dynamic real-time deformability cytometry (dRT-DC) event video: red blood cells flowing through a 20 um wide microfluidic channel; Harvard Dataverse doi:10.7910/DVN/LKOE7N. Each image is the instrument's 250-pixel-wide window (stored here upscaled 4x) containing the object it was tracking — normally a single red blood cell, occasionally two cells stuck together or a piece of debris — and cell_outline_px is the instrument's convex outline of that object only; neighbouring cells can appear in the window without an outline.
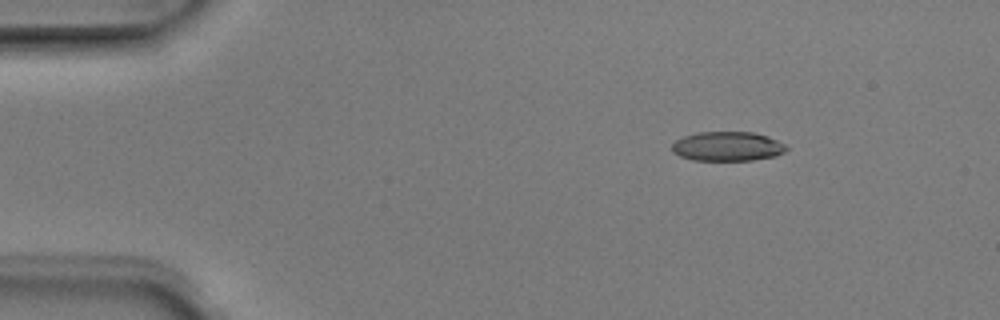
{"species": "Egyptian fruit bat (a non-hibernating species)", "species_latin": "Rousettus aegyptiacus", "temperature_condition": "room temperature", "stored_images_in_passage": 2, "camera_frame_rate_fps": 3000, "um_per_image_px": 0.085, "animal": {"sex": "male"}, "frame": {"image": 1, "passage_image": 1, "time_ms": 0.0, "image_size_px": [1000, 320], "cell_outline_px": [[788, 148], [784, 152], [776, 156], [752, 160], [692, 160], [680, 156], [672, 152], [672, 144], [676, 140], [684, 136], [696, 132], [752, 132], [768, 136], [784, 144]], "centroid_in_image_um": [61.82, 12.44], "position_along_channel_um": 23.2, "area_um2": 19.59}}
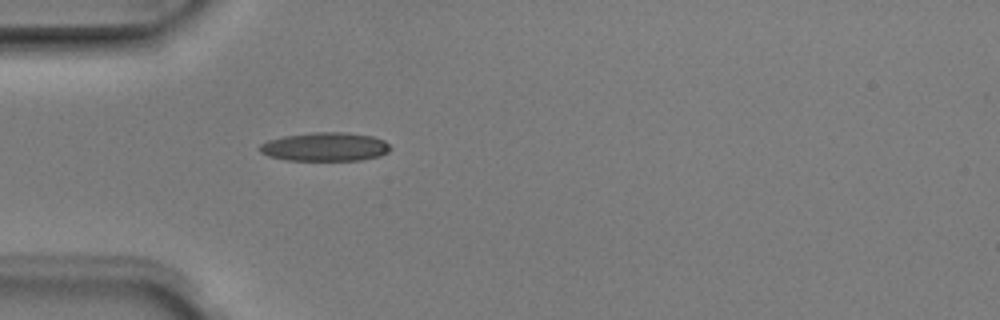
{"frame": {"image": 2, "passage_image": 2, "time_ms": 0.333, "image_size_px": [1000, 320], "cell_outline_px": [[392, 148], [388, 152], [380, 156], [360, 160], [288, 160], [268, 156], [260, 152], [260, 144], [268, 140], [284, 136], [312, 132], [348, 132], [372, 136], [384, 140]], "centroid_in_image_um": [27.65, 12.47], "position_along_channel_um": 57.3, "area_um2": 21.91}}